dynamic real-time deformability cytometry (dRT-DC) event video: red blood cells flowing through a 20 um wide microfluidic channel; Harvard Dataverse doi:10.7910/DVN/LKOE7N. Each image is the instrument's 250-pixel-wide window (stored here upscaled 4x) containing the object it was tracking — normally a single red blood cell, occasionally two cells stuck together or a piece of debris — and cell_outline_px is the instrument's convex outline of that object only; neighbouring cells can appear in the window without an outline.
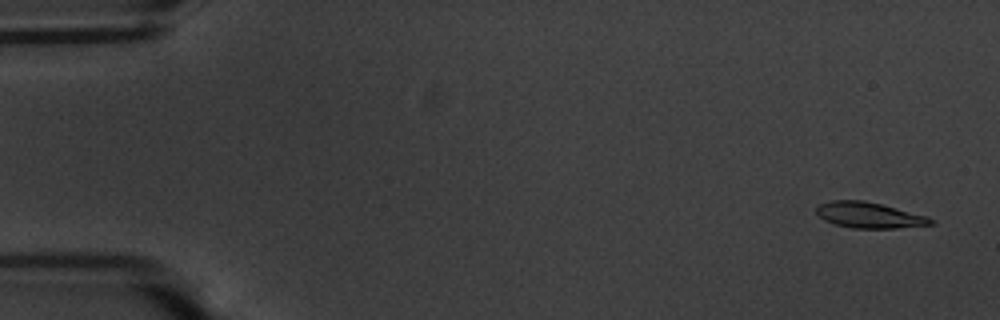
{"species": "common noctule bat (a hibernating species)", "species_latin": "Nyctalus noctula", "temperature_condition": "warm", "stored_images_in_passage": 55, "camera_frame_rate_fps": 3000, "um_per_image_px": 0.085, "animal": {"sex": "male", "body_mass_g": 20.1, "forearm_length_mm": 53.5}, "frame": {"image": 1, "passage_image": 1, "time_ms": 0.0, "image_size_px": [1000, 320], "cell_outline_px": [[936, 224], [896, 228], [852, 228], [836, 224], [824, 220], [816, 212], [816, 208], [820, 204], [832, 200], [864, 200], [928, 216], [936, 220]], "centroid_in_image_um": [73.92, 18.29], "position_along_channel_um": 11.1, "area_um2": 17.17}}
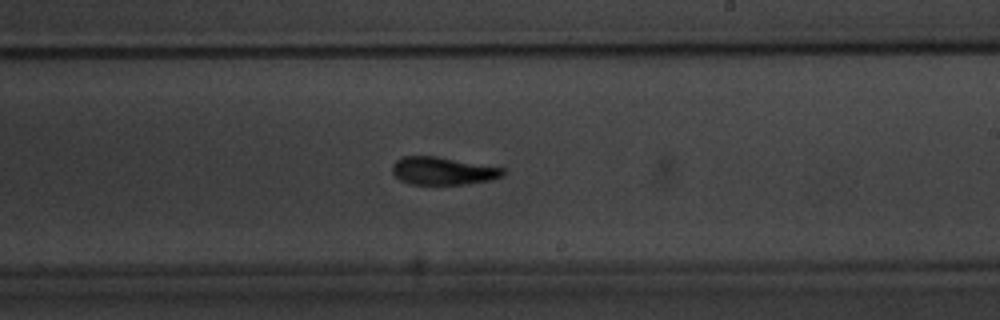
{"frame": {"image": 2, "passage_image": 32, "time_ms": 10.333, "image_size_px": [1000, 320], "cell_outline_px": [[504, 176], [492, 180], [464, 184], [412, 184], [400, 180], [392, 172], [392, 164], [396, 160], [404, 156], [436, 156], [504, 168]], "centroid_in_image_um": [37.64, 14.52], "position_along_channel_um": 251.4, "area_um2": 17.86}}
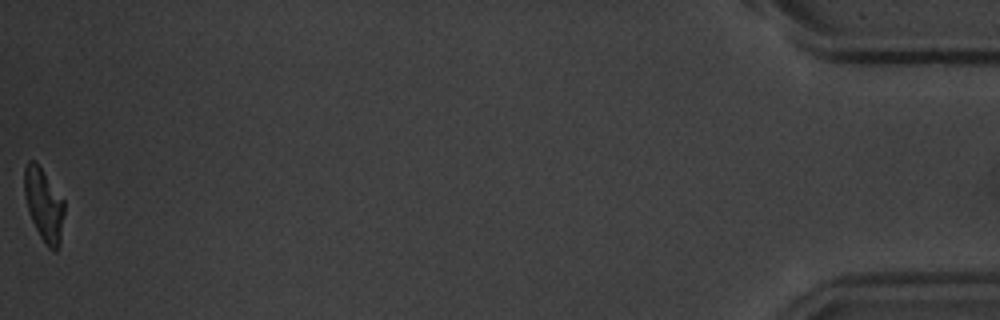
{"frame": {"image": 3, "passage_image": 55, "time_ms": 18.0, "image_size_px": [1000, 320], "cell_outline_px": [[64, 212], [60, 244], [56, 252], [52, 252], [48, 248], [40, 236], [28, 212], [24, 192], [24, 168], [28, 160], [36, 160], [64, 200]], "centroid_in_image_um": [3.73, 17.4], "position_along_channel_um": 431.5, "area_um2": 17.11}, "authors_computed_cell_mechanics": {"area_um2": 18.0336, "velocity_mm_per_s": 3.5989, "shape_relaxation_time_tau1_ms": 3.7889, "shape_relaxation_time_tau2_ms": 3.7352, "deformation_change_tau1": 0.1586, "deformation_change_tau2": 0.1141}}